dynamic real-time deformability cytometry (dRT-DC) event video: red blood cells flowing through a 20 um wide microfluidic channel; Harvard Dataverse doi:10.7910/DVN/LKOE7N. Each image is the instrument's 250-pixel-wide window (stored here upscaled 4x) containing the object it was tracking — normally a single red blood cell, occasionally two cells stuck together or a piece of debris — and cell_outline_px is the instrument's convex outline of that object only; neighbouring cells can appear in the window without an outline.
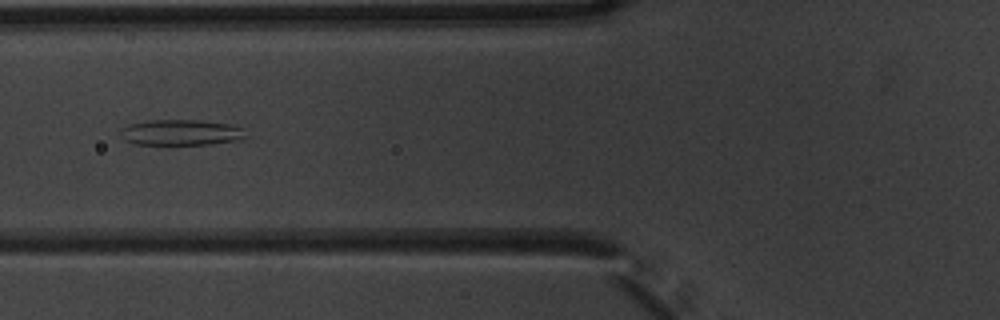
{"species": "common noctule bat (a hibernating species)", "species_latin": "Nyctalus noctula", "temperature_condition": "warm", "stored_images_in_passage": 6, "camera_frame_rate_fps": 3000, "um_per_image_px": 0.085, "animal": {"sex": "male", "body_mass_g": 20.1, "forearm_length_mm": 53.5}, "frame": {"image": 1, "passage_image": 6, "time_ms": 1.667, "image_size_px": [1000, 320], "cell_outline_px": [[248, 136], [244, 140], [212, 144], [132, 144], [124, 140], [120, 132], [120, 128], [128, 124], [148, 120], [200, 120], [228, 124], [244, 128]], "centroid_in_image_um": [15.42, 11.26], "position_along_channel_um": 110.4, "area_um2": 19.13}}